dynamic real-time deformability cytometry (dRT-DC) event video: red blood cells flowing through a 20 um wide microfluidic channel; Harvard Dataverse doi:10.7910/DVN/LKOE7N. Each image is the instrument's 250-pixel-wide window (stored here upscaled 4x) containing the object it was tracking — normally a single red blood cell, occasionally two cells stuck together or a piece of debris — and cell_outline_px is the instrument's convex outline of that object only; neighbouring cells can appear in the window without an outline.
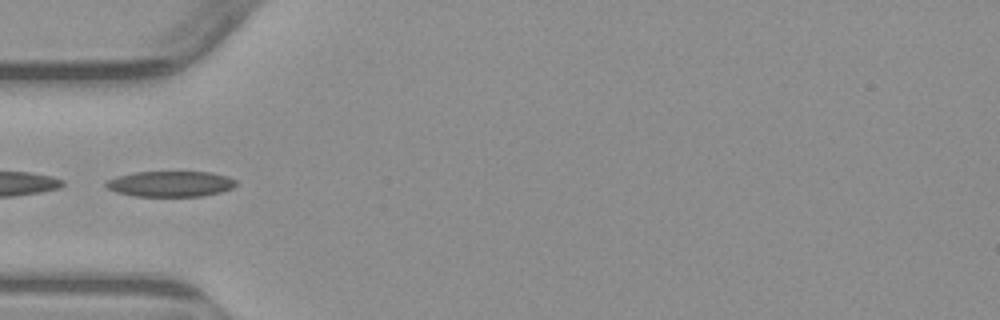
{"species": "common noctule bat (a hibernating species)", "species_latin": "Nyctalus noctula", "temperature_condition": "warm", "stored_images_in_passage": 5, "camera_frame_rate_fps": 3000, "um_per_image_px": 0.085, "animal": {"sex": "male", "body_mass_g": 23.1, "forearm_length_mm": 52.7}, "frame": {"image": 1, "passage_image": 4, "time_ms": 4.667, "image_size_px": [1000, 320], "cell_outline_px": [[236, 184], [232, 188], [220, 192], [200, 196], [132, 196], [116, 192], [108, 188], [104, 184], [104, 180], [116, 176], [136, 172], [212, 172], [228, 176], [236, 180]], "centroid_in_image_um": [14.45, 15.62], "position_along_channel_um": 70.5, "area_um2": 19.54}}
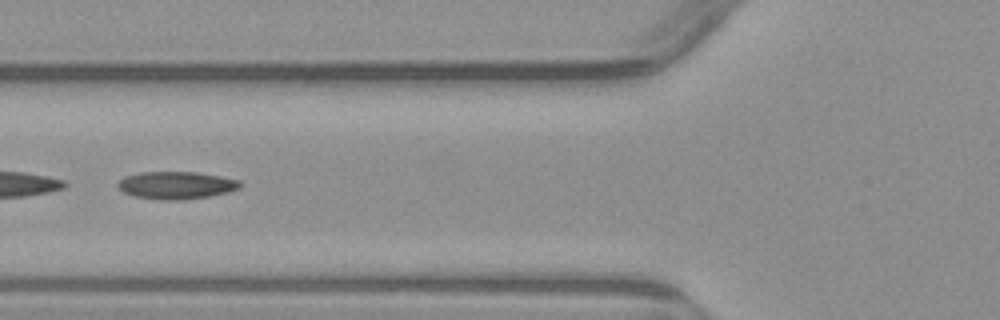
{"frame": {"image": 2, "passage_image": 5, "time_ms": 5.667, "image_size_px": [1000, 320], "cell_outline_px": [[244, 184], [240, 188], [228, 192], [208, 196], [180, 200], [160, 200], [132, 196], [124, 192], [116, 184], [124, 176], [140, 172], [196, 172], [220, 176], [240, 180]], "centroid_in_image_um": [14.99, 15.74], "position_along_channel_um": 110.8, "area_um2": 19.71}}